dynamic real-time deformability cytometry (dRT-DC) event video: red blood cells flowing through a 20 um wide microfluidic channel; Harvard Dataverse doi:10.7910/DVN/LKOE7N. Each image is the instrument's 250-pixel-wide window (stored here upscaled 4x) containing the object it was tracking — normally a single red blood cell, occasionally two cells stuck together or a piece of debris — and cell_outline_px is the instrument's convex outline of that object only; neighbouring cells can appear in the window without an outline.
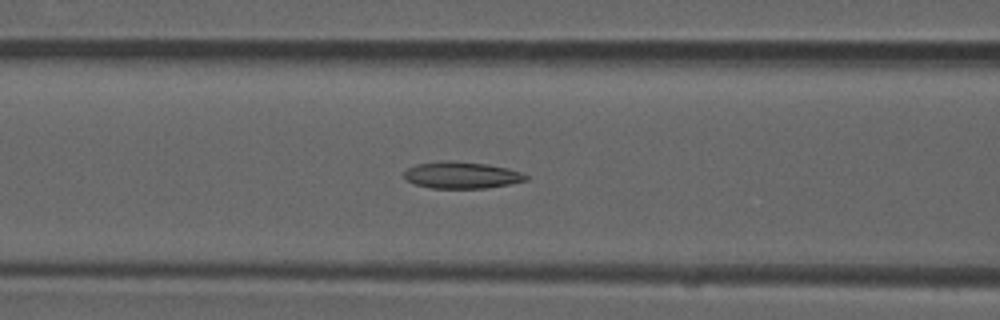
{"species": "common noctule bat (a hibernating species)", "species_latin": "Nyctalus noctula", "temperature_condition": "room temperature", "stored_images_in_passage": 53, "camera_frame_rate_fps": 3000, "um_per_image_px": 0.085, "animal": {"sex": "male", "forearm_length_mm": 52.5}, "frame": {"image": 1, "passage_image": 22, "time_ms": 7.0, "image_size_px": [1000, 320], "cell_outline_px": [[528, 176], [524, 180], [504, 184], [480, 188], [436, 188], [416, 184], [408, 180], [404, 176], [404, 172], [408, 168], [420, 164], [484, 164], [504, 168]], "centroid_in_image_um": [39.2, 14.94], "position_along_channel_um": 127.4, "area_um2": 17.05}}
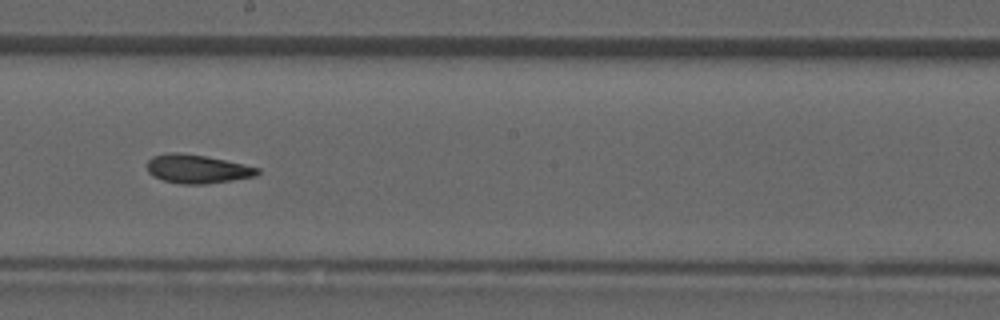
{"frame": {"image": 2, "passage_image": 30, "time_ms": 9.667, "image_size_px": [1000, 320], "cell_outline_px": [[260, 172], [252, 176], [228, 180], [164, 180], [148, 172], [148, 160], [156, 156], [204, 156], [224, 160], [256, 168]], "centroid_in_image_um": [16.8, 14.33], "position_along_channel_um": 231.4, "area_um2": 15.61}}
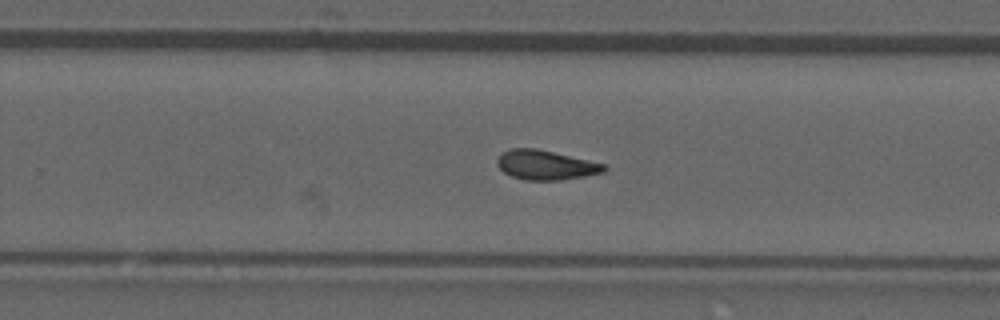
{"frame": {"image": 3, "passage_image": 34, "time_ms": 11.0, "image_size_px": [1000, 320], "cell_outline_px": [[604, 168], [600, 172], [580, 176], [552, 180], [532, 180], [512, 176], [504, 172], [500, 168], [496, 160], [504, 152], [512, 148], [532, 148], [552, 152], [604, 164]], "centroid_in_image_um": [46.3, 14.01], "position_along_channel_um": 283.5, "area_um2": 17.4}, "authors_computed_cell_mechanics": {"area_um2": 17.34, "velocity_mm_per_s": 3.9135, "shape_relaxation_time_tau1_ms": null, "shape_relaxation_time_tau2_ms": 4.7044, "deformation_change_tau1": null, "deformation_change_tau2": 0.1318}}